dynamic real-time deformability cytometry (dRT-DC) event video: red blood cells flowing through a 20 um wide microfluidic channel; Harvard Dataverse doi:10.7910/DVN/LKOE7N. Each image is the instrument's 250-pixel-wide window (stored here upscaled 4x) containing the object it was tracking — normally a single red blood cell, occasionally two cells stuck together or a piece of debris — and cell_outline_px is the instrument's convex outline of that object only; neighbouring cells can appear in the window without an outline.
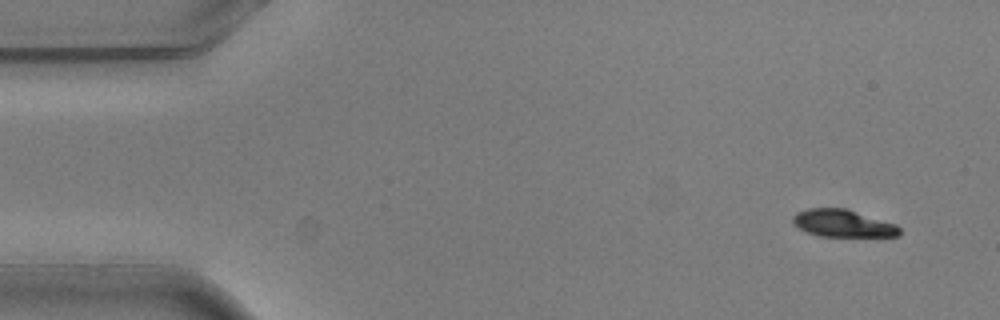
{"species": "common noctule bat (a hibernating species)", "species_latin": "Nyctalus noctula", "temperature_condition": "warm", "stored_images_in_passage": 4, "camera_frame_rate_fps": 3000, "um_per_image_px": 0.085, "animal": {"sex": "male", "body_mass_g": 20.5, "forearm_length_mm": 52.5}, "frame": {"image": 1, "passage_image": 1, "time_ms": 0.0, "image_size_px": [1000, 320], "cell_outline_px": [[900, 236], [820, 236], [808, 232], [792, 224], [792, 216], [796, 212], [808, 208], [848, 208], [896, 224], [900, 228]], "centroid_in_image_um": [71.64, 18.97], "position_along_channel_um": 13.4, "area_um2": 17.11}}
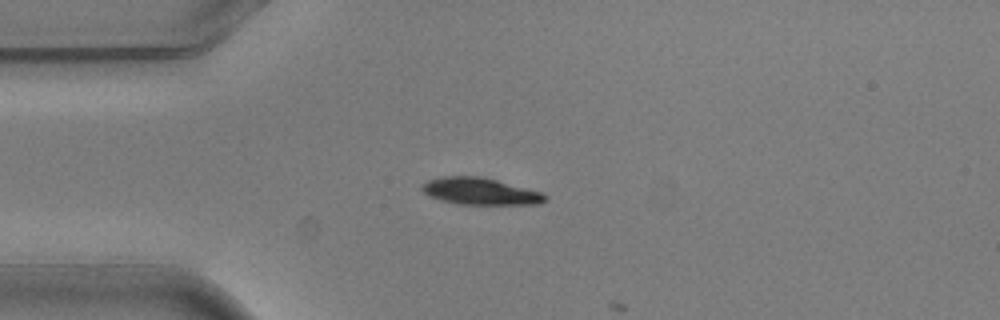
{"frame": {"image": 2, "passage_image": 3, "time_ms": 0.667, "image_size_px": [1000, 320], "cell_outline_px": [[548, 200], [540, 204], [460, 204], [440, 200], [428, 196], [420, 188], [428, 180], [444, 176], [484, 176], [540, 192], [548, 196]], "centroid_in_image_um": [40.82, 16.26], "position_along_channel_um": 44.2, "area_um2": 19.31}}